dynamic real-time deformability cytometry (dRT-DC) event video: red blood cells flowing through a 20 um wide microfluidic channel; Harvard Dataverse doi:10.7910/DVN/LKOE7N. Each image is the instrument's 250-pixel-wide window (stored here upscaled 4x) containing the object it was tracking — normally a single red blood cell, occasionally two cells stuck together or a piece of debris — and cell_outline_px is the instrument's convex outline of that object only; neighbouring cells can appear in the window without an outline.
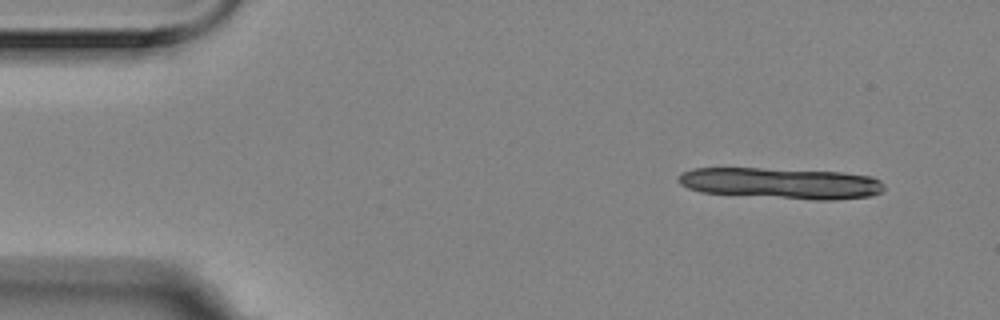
{"species": "Egyptian fruit bat (a non-hibernating species)", "species_latin": "Rousettus aegyptiacus", "temperature_condition": "room temperature", "stored_images_in_passage": 6, "camera_frame_rate_fps": 3000, "um_per_image_px": 0.085, "animal": {"sex": "female"}, "frame": {"image": 1, "passage_image": 1, "time_ms": 0.0, "image_size_px": [1000, 320], "cell_outline_px": [[884, 188], [880, 192], [872, 196], [836, 200], [812, 200], [700, 192], [688, 188], [680, 184], [676, 180], [676, 176], [680, 172], [692, 168], [760, 168], [844, 172], [872, 176], [880, 180], [884, 184]], "centroid_in_image_um": [66.38, 15.57], "position_along_channel_um": 18.6, "area_um2": 37.74}}
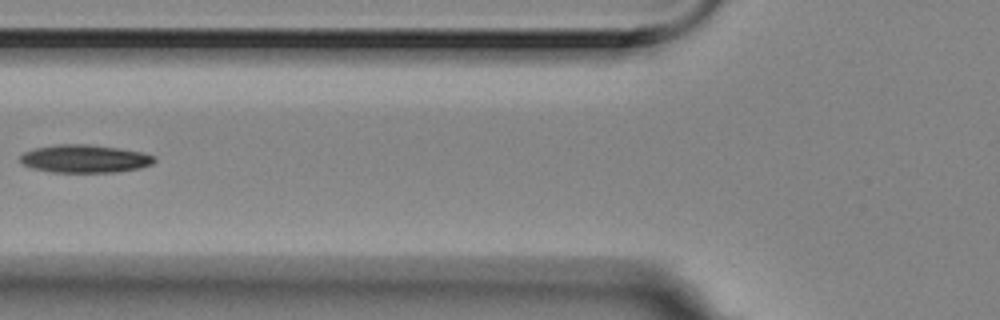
{"frame": {"image": 2, "passage_image": 5, "time_ms": 1.333, "image_size_px": [1000, 320], "cell_outline_px": [[156, 160], [152, 164], [140, 168], [116, 172], [52, 172], [32, 168], [24, 164], [20, 160], [20, 156], [24, 152], [36, 148], [56, 144], [88, 144], [144, 152], [156, 156]], "centroid_in_image_um": [7.24, 13.49], "position_along_channel_um": 118.6, "area_um2": 21.85}}
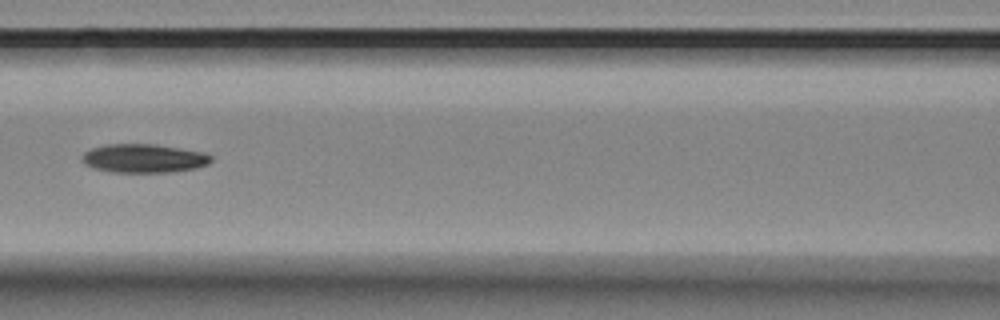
{"frame": {"image": 3, "passage_image": 6, "time_ms": 1.667, "image_size_px": [1000, 320], "cell_outline_px": [[212, 160], [208, 164], [196, 168], [172, 172], [112, 172], [92, 168], [84, 164], [80, 160], [80, 156], [84, 152], [92, 148], [104, 144], [156, 144], [204, 152], [212, 156]], "centroid_in_image_um": [12.19, 13.46], "position_along_channel_um": 154.4, "area_um2": 21.85}}